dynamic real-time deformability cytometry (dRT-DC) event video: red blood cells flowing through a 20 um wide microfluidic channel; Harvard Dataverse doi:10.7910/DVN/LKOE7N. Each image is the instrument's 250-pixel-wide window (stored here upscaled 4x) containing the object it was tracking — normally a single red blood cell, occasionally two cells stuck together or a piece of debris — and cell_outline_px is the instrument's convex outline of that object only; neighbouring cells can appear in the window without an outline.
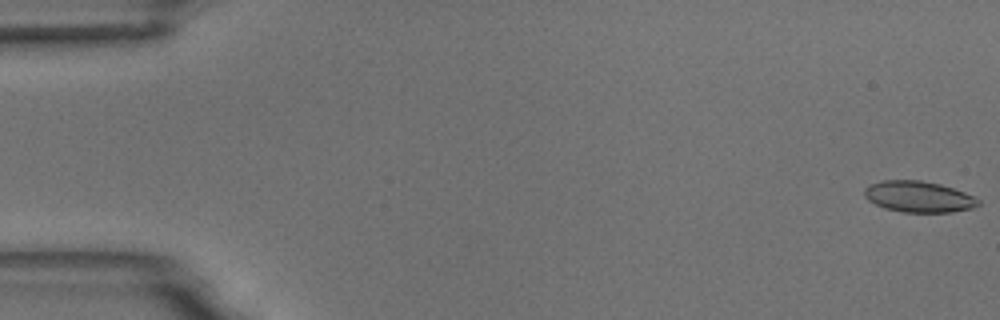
{"species": "common noctule bat (a hibernating species)", "species_latin": "Nyctalus noctula", "temperature_condition": "room temperature", "stored_images_in_passage": 6, "camera_frame_rate_fps": 3000, "um_per_image_px": 0.085, "animal": {"sex": "male", "body_mass_g": 18.8}, "frame": {"image": 1, "passage_image": 1, "time_ms": 0.0, "image_size_px": [1000, 320], "cell_outline_px": [[980, 204], [972, 208], [952, 212], [904, 212], [884, 208], [868, 200], [864, 196], [864, 188], [872, 184], [884, 180], [920, 180], [940, 184], [964, 192], [980, 200]], "centroid_in_image_um": [78.08, 16.72], "position_along_channel_um": 6.9, "area_um2": 20.52}}
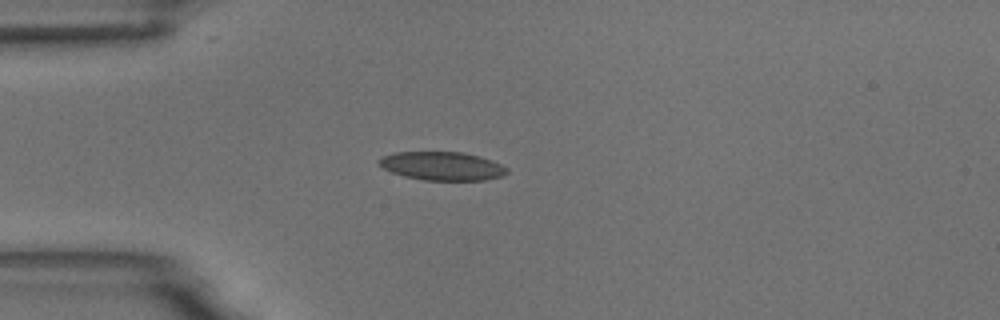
{"frame": {"image": 2, "passage_image": 5, "time_ms": 4.667, "image_size_px": [1000, 320], "cell_outline_px": [[508, 172], [504, 176], [484, 180], [424, 180], [404, 176], [392, 172], [384, 168], [376, 160], [380, 156], [396, 152], [460, 152], [492, 160], [508, 168]], "centroid_in_image_um": [37.57, 14.11], "position_along_channel_um": 47.4, "area_um2": 21.21}}